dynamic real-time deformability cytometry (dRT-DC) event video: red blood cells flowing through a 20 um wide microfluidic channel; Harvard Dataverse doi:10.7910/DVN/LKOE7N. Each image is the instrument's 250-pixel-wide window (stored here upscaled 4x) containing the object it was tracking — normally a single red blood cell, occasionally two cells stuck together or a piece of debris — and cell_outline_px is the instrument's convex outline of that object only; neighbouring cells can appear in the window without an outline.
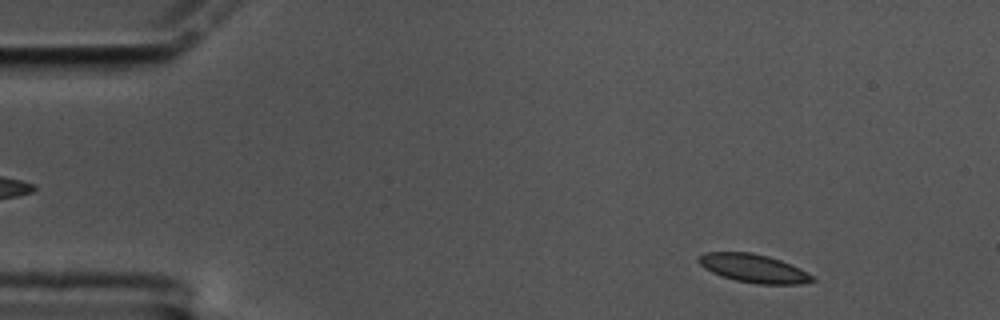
{"species": "common noctule bat (a hibernating species)", "species_latin": "Nyctalus noctula", "temperature_condition": "cold", "stored_images_in_passage": 58, "camera_frame_rate_fps": 3000, "um_per_image_px": 0.085, "animal": {"sex": "male", "body_mass_g": 17.5, "forearm_length_mm": 52.3}, "frame": {"image": 1, "passage_image": 5, "time_ms": 1.333, "image_size_px": [1000, 320], "cell_outline_px": [[816, 280], [800, 284], [756, 284], [736, 280], [712, 272], [704, 268], [696, 260], [696, 256], [704, 252], [752, 252], [768, 256], [780, 260], [800, 268], [812, 276]], "centroid_in_image_um": [64.02, 22.79], "position_along_channel_um": 21.0, "area_um2": 18.79}}
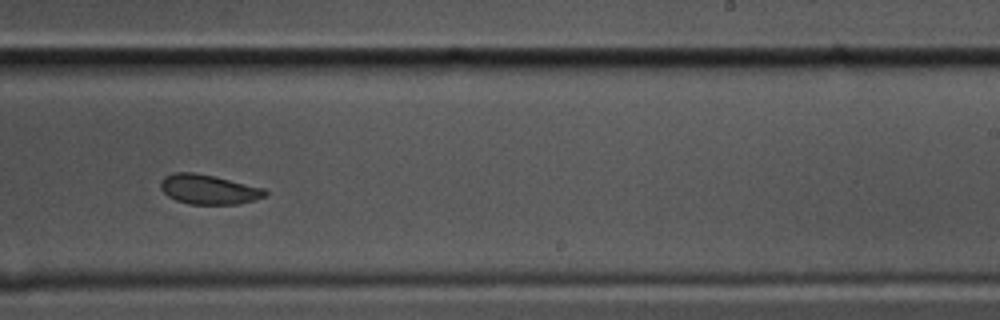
{"frame": {"image": 2, "passage_image": 35, "time_ms": 11.333, "image_size_px": [1000, 320], "cell_outline_px": [[268, 192], [264, 196], [252, 200], [236, 204], [188, 204], [176, 200], [168, 196], [160, 188], [160, 180], [164, 176], [172, 172], [192, 172], [212, 176], [264, 188]], "centroid_in_image_um": [17.67, 16.09], "position_along_channel_um": 271.3, "area_um2": 17.86}}
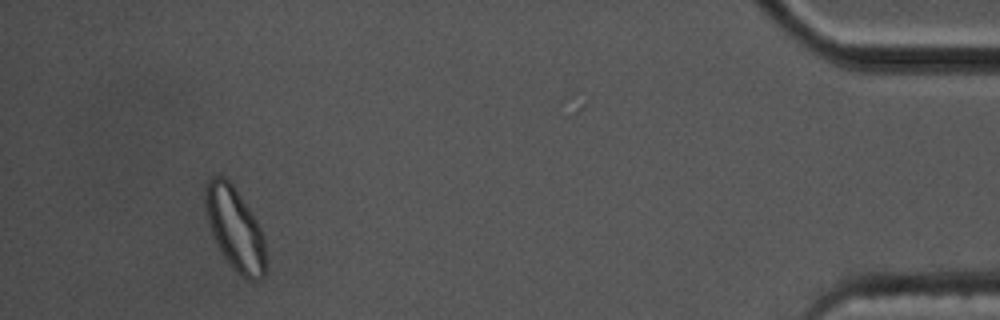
{"frame": {"image": 3, "passage_image": 54, "time_ms": 17.667, "image_size_px": [1000, 320], "cell_outline_px": [[264, 276], [260, 280], [248, 280], [224, 256], [212, 232], [208, 220], [204, 204], [204, 188], [208, 180], [212, 176], [224, 176], [232, 184], [256, 220], [260, 228], [264, 240]], "centroid_in_image_um": [19.95, 19.37], "position_along_channel_um": 415.3, "area_um2": 28.21}, "authors_computed_cell_mechanics": {"area_um2": 18.9295, "velocity_mm_per_s": 3.334, "shape_relaxation_time_tau1_ms": null, "shape_relaxation_time_tau2_ms": 2.2729, "deformation_change_tau1": null, "deformation_change_tau2": 0.0728}}